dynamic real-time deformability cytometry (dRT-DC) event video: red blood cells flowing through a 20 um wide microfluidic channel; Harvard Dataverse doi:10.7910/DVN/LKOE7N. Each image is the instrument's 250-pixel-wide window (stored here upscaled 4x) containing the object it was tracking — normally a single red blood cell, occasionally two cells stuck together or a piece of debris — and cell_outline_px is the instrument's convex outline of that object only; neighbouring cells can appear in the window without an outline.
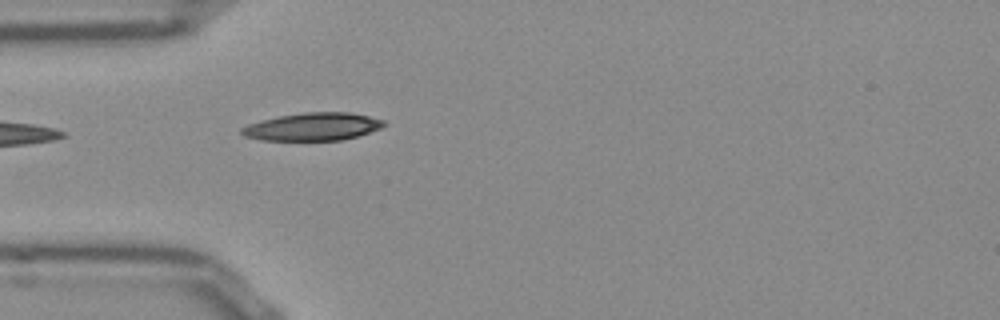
{"species": "Egyptian fruit bat (a non-hibernating species)", "species_latin": "Rousettus aegyptiacus", "temperature_condition": "room temperature", "stored_images_in_passage": 8, "camera_frame_rate_fps": 3000, "um_per_image_px": 0.085, "frame": {"image": 1, "passage_image": 1, "time_ms": 0.0, "image_size_px": [1000, 320], "cell_outline_px": [[384, 124], [380, 128], [344, 140], [260, 140], [244, 136], [240, 132], [240, 128], [248, 124], [280, 116], [304, 112], [348, 112], [368, 116], [384, 120]], "centroid_in_image_um": [26.55, 10.77], "position_along_channel_um": 58.4, "area_um2": 22.77}}